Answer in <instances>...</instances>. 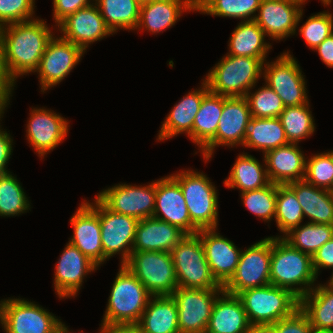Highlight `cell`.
Listing matches in <instances>:
<instances>
[{
	"label": "cell",
	"mask_w": 333,
	"mask_h": 333,
	"mask_svg": "<svg viewBox=\"0 0 333 333\" xmlns=\"http://www.w3.org/2000/svg\"><path fill=\"white\" fill-rule=\"evenodd\" d=\"M275 220L283 233L298 227L304 217L295 192L287 184H277Z\"/></svg>",
	"instance_id": "74e56055"
},
{
	"label": "cell",
	"mask_w": 333,
	"mask_h": 333,
	"mask_svg": "<svg viewBox=\"0 0 333 333\" xmlns=\"http://www.w3.org/2000/svg\"><path fill=\"white\" fill-rule=\"evenodd\" d=\"M222 110L223 96L209 91L203 97L192 129V140L201 149L216 135Z\"/></svg>",
	"instance_id": "836d02e7"
},
{
	"label": "cell",
	"mask_w": 333,
	"mask_h": 333,
	"mask_svg": "<svg viewBox=\"0 0 333 333\" xmlns=\"http://www.w3.org/2000/svg\"><path fill=\"white\" fill-rule=\"evenodd\" d=\"M155 200L153 218L178 227L186 235L199 231L191 222L180 185L171 176L156 181Z\"/></svg>",
	"instance_id": "e0dca14e"
},
{
	"label": "cell",
	"mask_w": 333,
	"mask_h": 333,
	"mask_svg": "<svg viewBox=\"0 0 333 333\" xmlns=\"http://www.w3.org/2000/svg\"><path fill=\"white\" fill-rule=\"evenodd\" d=\"M304 180L316 187L333 191V151L316 154L307 160Z\"/></svg>",
	"instance_id": "ee69618b"
},
{
	"label": "cell",
	"mask_w": 333,
	"mask_h": 333,
	"mask_svg": "<svg viewBox=\"0 0 333 333\" xmlns=\"http://www.w3.org/2000/svg\"><path fill=\"white\" fill-rule=\"evenodd\" d=\"M100 333H139L136 325L102 323Z\"/></svg>",
	"instance_id": "f5cc1de1"
},
{
	"label": "cell",
	"mask_w": 333,
	"mask_h": 333,
	"mask_svg": "<svg viewBox=\"0 0 333 333\" xmlns=\"http://www.w3.org/2000/svg\"><path fill=\"white\" fill-rule=\"evenodd\" d=\"M312 265L316 276L320 268H333V238L315 252L312 256Z\"/></svg>",
	"instance_id": "681fc988"
},
{
	"label": "cell",
	"mask_w": 333,
	"mask_h": 333,
	"mask_svg": "<svg viewBox=\"0 0 333 333\" xmlns=\"http://www.w3.org/2000/svg\"><path fill=\"white\" fill-rule=\"evenodd\" d=\"M4 108L0 105V118H1V114H3L4 112Z\"/></svg>",
	"instance_id": "680465c9"
},
{
	"label": "cell",
	"mask_w": 333,
	"mask_h": 333,
	"mask_svg": "<svg viewBox=\"0 0 333 333\" xmlns=\"http://www.w3.org/2000/svg\"><path fill=\"white\" fill-rule=\"evenodd\" d=\"M223 289H193L177 287L171 294L178 309L180 333L205 332L212 309Z\"/></svg>",
	"instance_id": "7c38bea8"
},
{
	"label": "cell",
	"mask_w": 333,
	"mask_h": 333,
	"mask_svg": "<svg viewBox=\"0 0 333 333\" xmlns=\"http://www.w3.org/2000/svg\"><path fill=\"white\" fill-rule=\"evenodd\" d=\"M312 333H333V331H331V330H318V329L313 328Z\"/></svg>",
	"instance_id": "9f6ffc18"
},
{
	"label": "cell",
	"mask_w": 333,
	"mask_h": 333,
	"mask_svg": "<svg viewBox=\"0 0 333 333\" xmlns=\"http://www.w3.org/2000/svg\"><path fill=\"white\" fill-rule=\"evenodd\" d=\"M322 61L328 66L333 68V33L328 36L316 49Z\"/></svg>",
	"instance_id": "816d5d0a"
},
{
	"label": "cell",
	"mask_w": 333,
	"mask_h": 333,
	"mask_svg": "<svg viewBox=\"0 0 333 333\" xmlns=\"http://www.w3.org/2000/svg\"><path fill=\"white\" fill-rule=\"evenodd\" d=\"M185 10H196V0H154L140 6L137 27L142 26L152 33H159L173 26Z\"/></svg>",
	"instance_id": "f546056e"
},
{
	"label": "cell",
	"mask_w": 333,
	"mask_h": 333,
	"mask_svg": "<svg viewBox=\"0 0 333 333\" xmlns=\"http://www.w3.org/2000/svg\"><path fill=\"white\" fill-rule=\"evenodd\" d=\"M247 333H275L272 325H251Z\"/></svg>",
	"instance_id": "11a10c76"
},
{
	"label": "cell",
	"mask_w": 333,
	"mask_h": 333,
	"mask_svg": "<svg viewBox=\"0 0 333 333\" xmlns=\"http://www.w3.org/2000/svg\"><path fill=\"white\" fill-rule=\"evenodd\" d=\"M120 268L111 289L103 323L136 325L152 295L124 265L121 264Z\"/></svg>",
	"instance_id": "277c9868"
},
{
	"label": "cell",
	"mask_w": 333,
	"mask_h": 333,
	"mask_svg": "<svg viewBox=\"0 0 333 333\" xmlns=\"http://www.w3.org/2000/svg\"><path fill=\"white\" fill-rule=\"evenodd\" d=\"M261 0H196V11L221 17H234L254 20ZM249 17V19H248Z\"/></svg>",
	"instance_id": "ab89813d"
},
{
	"label": "cell",
	"mask_w": 333,
	"mask_h": 333,
	"mask_svg": "<svg viewBox=\"0 0 333 333\" xmlns=\"http://www.w3.org/2000/svg\"><path fill=\"white\" fill-rule=\"evenodd\" d=\"M329 283L333 286V274H332V277L330 278V282Z\"/></svg>",
	"instance_id": "91938a15"
},
{
	"label": "cell",
	"mask_w": 333,
	"mask_h": 333,
	"mask_svg": "<svg viewBox=\"0 0 333 333\" xmlns=\"http://www.w3.org/2000/svg\"><path fill=\"white\" fill-rule=\"evenodd\" d=\"M27 137L39 156H45L67 135L68 122L45 109H33L27 126Z\"/></svg>",
	"instance_id": "7402d4cb"
},
{
	"label": "cell",
	"mask_w": 333,
	"mask_h": 333,
	"mask_svg": "<svg viewBox=\"0 0 333 333\" xmlns=\"http://www.w3.org/2000/svg\"><path fill=\"white\" fill-rule=\"evenodd\" d=\"M178 287L223 289L213 277L197 234L186 235L171 250Z\"/></svg>",
	"instance_id": "8992f818"
},
{
	"label": "cell",
	"mask_w": 333,
	"mask_h": 333,
	"mask_svg": "<svg viewBox=\"0 0 333 333\" xmlns=\"http://www.w3.org/2000/svg\"><path fill=\"white\" fill-rule=\"evenodd\" d=\"M154 0H137L140 6L151 3Z\"/></svg>",
	"instance_id": "6f0895ef"
},
{
	"label": "cell",
	"mask_w": 333,
	"mask_h": 333,
	"mask_svg": "<svg viewBox=\"0 0 333 333\" xmlns=\"http://www.w3.org/2000/svg\"><path fill=\"white\" fill-rule=\"evenodd\" d=\"M12 139L9 134L0 129V175L8 173L6 170L7 161L12 152Z\"/></svg>",
	"instance_id": "f907efd6"
},
{
	"label": "cell",
	"mask_w": 333,
	"mask_h": 333,
	"mask_svg": "<svg viewBox=\"0 0 333 333\" xmlns=\"http://www.w3.org/2000/svg\"><path fill=\"white\" fill-rule=\"evenodd\" d=\"M299 308L314 329L333 331V286L330 283L319 285L302 296Z\"/></svg>",
	"instance_id": "4dcf8cb0"
},
{
	"label": "cell",
	"mask_w": 333,
	"mask_h": 333,
	"mask_svg": "<svg viewBox=\"0 0 333 333\" xmlns=\"http://www.w3.org/2000/svg\"><path fill=\"white\" fill-rule=\"evenodd\" d=\"M183 192L191 222L199 229H217L218 198L215 186L203 174L185 171L171 176Z\"/></svg>",
	"instance_id": "52a82bcc"
},
{
	"label": "cell",
	"mask_w": 333,
	"mask_h": 333,
	"mask_svg": "<svg viewBox=\"0 0 333 333\" xmlns=\"http://www.w3.org/2000/svg\"><path fill=\"white\" fill-rule=\"evenodd\" d=\"M251 118L245 97L223 96V110L216 135L201 149L204 158L208 160L217 145H243Z\"/></svg>",
	"instance_id": "5bb4252c"
},
{
	"label": "cell",
	"mask_w": 333,
	"mask_h": 333,
	"mask_svg": "<svg viewBox=\"0 0 333 333\" xmlns=\"http://www.w3.org/2000/svg\"><path fill=\"white\" fill-rule=\"evenodd\" d=\"M269 183L266 169L263 170L262 165L248 154L239 155L224 182L228 188H239L241 193L263 188Z\"/></svg>",
	"instance_id": "e575fe53"
},
{
	"label": "cell",
	"mask_w": 333,
	"mask_h": 333,
	"mask_svg": "<svg viewBox=\"0 0 333 333\" xmlns=\"http://www.w3.org/2000/svg\"><path fill=\"white\" fill-rule=\"evenodd\" d=\"M276 195L277 184L270 182L263 188L242 192L241 197L250 212L270 221L275 216Z\"/></svg>",
	"instance_id": "b9f144b4"
},
{
	"label": "cell",
	"mask_w": 333,
	"mask_h": 333,
	"mask_svg": "<svg viewBox=\"0 0 333 333\" xmlns=\"http://www.w3.org/2000/svg\"><path fill=\"white\" fill-rule=\"evenodd\" d=\"M306 0H261L259 14L254 21L265 32L276 40L295 34L302 17L301 4Z\"/></svg>",
	"instance_id": "ac0fdd59"
},
{
	"label": "cell",
	"mask_w": 333,
	"mask_h": 333,
	"mask_svg": "<svg viewBox=\"0 0 333 333\" xmlns=\"http://www.w3.org/2000/svg\"><path fill=\"white\" fill-rule=\"evenodd\" d=\"M272 237L265 238L241 252L231 279L223 286L227 293L237 295L248 289L270 284Z\"/></svg>",
	"instance_id": "30bf717a"
},
{
	"label": "cell",
	"mask_w": 333,
	"mask_h": 333,
	"mask_svg": "<svg viewBox=\"0 0 333 333\" xmlns=\"http://www.w3.org/2000/svg\"><path fill=\"white\" fill-rule=\"evenodd\" d=\"M96 6L97 4L95 6L91 4L63 19L58 24L64 34L61 38L80 46L85 51L89 43L112 34Z\"/></svg>",
	"instance_id": "d6986e66"
},
{
	"label": "cell",
	"mask_w": 333,
	"mask_h": 333,
	"mask_svg": "<svg viewBox=\"0 0 333 333\" xmlns=\"http://www.w3.org/2000/svg\"><path fill=\"white\" fill-rule=\"evenodd\" d=\"M91 5L90 0H53L54 19L57 25L68 15Z\"/></svg>",
	"instance_id": "c3c4849f"
},
{
	"label": "cell",
	"mask_w": 333,
	"mask_h": 333,
	"mask_svg": "<svg viewBox=\"0 0 333 333\" xmlns=\"http://www.w3.org/2000/svg\"><path fill=\"white\" fill-rule=\"evenodd\" d=\"M309 102L298 106H287L279 115V119L286 133L288 142L297 144L301 139L311 135L314 130V121Z\"/></svg>",
	"instance_id": "f35d334b"
},
{
	"label": "cell",
	"mask_w": 333,
	"mask_h": 333,
	"mask_svg": "<svg viewBox=\"0 0 333 333\" xmlns=\"http://www.w3.org/2000/svg\"><path fill=\"white\" fill-rule=\"evenodd\" d=\"M0 321L6 333H69L55 316L24 299L1 301Z\"/></svg>",
	"instance_id": "9c48e42d"
},
{
	"label": "cell",
	"mask_w": 333,
	"mask_h": 333,
	"mask_svg": "<svg viewBox=\"0 0 333 333\" xmlns=\"http://www.w3.org/2000/svg\"><path fill=\"white\" fill-rule=\"evenodd\" d=\"M123 265L152 296L171 295L178 287L171 252H132Z\"/></svg>",
	"instance_id": "ba28073f"
},
{
	"label": "cell",
	"mask_w": 333,
	"mask_h": 333,
	"mask_svg": "<svg viewBox=\"0 0 333 333\" xmlns=\"http://www.w3.org/2000/svg\"><path fill=\"white\" fill-rule=\"evenodd\" d=\"M266 59L227 55L204 80L209 91L226 97H245L261 76Z\"/></svg>",
	"instance_id": "5b68a950"
},
{
	"label": "cell",
	"mask_w": 333,
	"mask_h": 333,
	"mask_svg": "<svg viewBox=\"0 0 333 333\" xmlns=\"http://www.w3.org/2000/svg\"><path fill=\"white\" fill-rule=\"evenodd\" d=\"M201 90L189 92L176 104L162 124L158 140H165L177 134L186 132L192 139V129L196 114L199 111L203 97L209 92L205 81Z\"/></svg>",
	"instance_id": "f1b7e54d"
},
{
	"label": "cell",
	"mask_w": 333,
	"mask_h": 333,
	"mask_svg": "<svg viewBox=\"0 0 333 333\" xmlns=\"http://www.w3.org/2000/svg\"><path fill=\"white\" fill-rule=\"evenodd\" d=\"M96 267L74 245L68 243L56 265L54 285L59 297L76 295L82 286L84 275L94 271Z\"/></svg>",
	"instance_id": "603a6c76"
},
{
	"label": "cell",
	"mask_w": 333,
	"mask_h": 333,
	"mask_svg": "<svg viewBox=\"0 0 333 333\" xmlns=\"http://www.w3.org/2000/svg\"><path fill=\"white\" fill-rule=\"evenodd\" d=\"M136 324L139 333H180L178 309L171 295L153 296Z\"/></svg>",
	"instance_id": "83f0119b"
},
{
	"label": "cell",
	"mask_w": 333,
	"mask_h": 333,
	"mask_svg": "<svg viewBox=\"0 0 333 333\" xmlns=\"http://www.w3.org/2000/svg\"><path fill=\"white\" fill-rule=\"evenodd\" d=\"M332 238L333 225L308 222L303 226L291 229L282 239L291 247L313 256L321 246Z\"/></svg>",
	"instance_id": "8d00e7d4"
},
{
	"label": "cell",
	"mask_w": 333,
	"mask_h": 333,
	"mask_svg": "<svg viewBox=\"0 0 333 333\" xmlns=\"http://www.w3.org/2000/svg\"><path fill=\"white\" fill-rule=\"evenodd\" d=\"M215 229H202L196 234L205 250L206 260L216 281L224 286L234 275L241 252L234 243L223 238Z\"/></svg>",
	"instance_id": "ffe728a7"
},
{
	"label": "cell",
	"mask_w": 333,
	"mask_h": 333,
	"mask_svg": "<svg viewBox=\"0 0 333 333\" xmlns=\"http://www.w3.org/2000/svg\"><path fill=\"white\" fill-rule=\"evenodd\" d=\"M52 38L51 30L38 19L0 27V69L12 88L18 75L36 72Z\"/></svg>",
	"instance_id": "6da1fadb"
},
{
	"label": "cell",
	"mask_w": 333,
	"mask_h": 333,
	"mask_svg": "<svg viewBox=\"0 0 333 333\" xmlns=\"http://www.w3.org/2000/svg\"><path fill=\"white\" fill-rule=\"evenodd\" d=\"M275 333H312L308 317L298 308L291 316L272 324Z\"/></svg>",
	"instance_id": "7dc6e473"
},
{
	"label": "cell",
	"mask_w": 333,
	"mask_h": 333,
	"mask_svg": "<svg viewBox=\"0 0 333 333\" xmlns=\"http://www.w3.org/2000/svg\"><path fill=\"white\" fill-rule=\"evenodd\" d=\"M35 0H0V27L29 21ZM6 23V24H5Z\"/></svg>",
	"instance_id": "bcb514c9"
},
{
	"label": "cell",
	"mask_w": 333,
	"mask_h": 333,
	"mask_svg": "<svg viewBox=\"0 0 333 333\" xmlns=\"http://www.w3.org/2000/svg\"><path fill=\"white\" fill-rule=\"evenodd\" d=\"M237 296L251 325H272L299 308V298L293 292L272 284L245 289Z\"/></svg>",
	"instance_id": "3957f363"
},
{
	"label": "cell",
	"mask_w": 333,
	"mask_h": 333,
	"mask_svg": "<svg viewBox=\"0 0 333 333\" xmlns=\"http://www.w3.org/2000/svg\"><path fill=\"white\" fill-rule=\"evenodd\" d=\"M156 182L144 187L119 184L100 192L97 198L110 210L141 219L153 216Z\"/></svg>",
	"instance_id": "9a60e30c"
},
{
	"label": "cell",
	"mask_w": 333,
	"mask_h": 333,
	"mask_svg": "<svg viewBox=\"0 0 333 333\" xmlns=\"http://www.w3.org/2000/svg\"><path fill=\"white\" fill-rule=\"evenodd\" d=\"M186 234L178 227L153 217L141 219L136 226L132 252H171Z\"/></svg>",
	"instance_id": "cb8c5ba5"
},
{
	"label": "cell",
	"mask_w": 333,
	"mask_h": 333,
	"mask_svg": "<svg viewBox=\"0 0 333 333\" xmlns=\"http://www.w3.org/2000/svg\"><path fill=\"white\" fill-rule=\"evenodd\" d=\"M95 202V206L88 202L86 203L99 216L103 248V262L117 252L121 251V263L123 265L132 253L136 226L139 220L134 217L119 214L108 209L97 197Z\"/></svg>",
	"instance_id": "8fae6325"
},
{
	"label": "cell",
	"mask_w": 333,
	"mask_h": 333,
	"mask_svg": "<svg viewBox=\"0 0 333 333\" xmlns=\"http://www.w3.org/2000/svg\"><path fill=\"white\" fill-rule=\"evenodd\" d=\"M96 4L112 33L118 28L127 30L137 28L140 14L137 0H96Z\"/></svg>",
	"instance_id": "d590c367"
},
{
	"label": "cell",
	"mask_w": 333,
	"mask_h": 333,
	"mask_svg": "<svg viewBox=\"0 0 333 333\" xmlns=\"http://www.w3.org/2000/svg\"><path fill=\"white\" fill-rule=\"evenodd\" d=\"M12 87L5 81L0 69V105L5 109L7 102H9V95L11 94Z\"/></svg>",
	"instance_id": "db71d44e"
},
{
	"label": "cell",
	"mask_w": 333,
	"mask_h": 333,
	"mask_svg": "<svg viewBox=\"0 0 333 333\" xmlns=\"http://www.w3.org/2000/svg\"><path fill=\"white\" fill-rule=\"evenodd\" d=\"M297 144L272 149L264 154L268 179L271 183L287 184L304 180L306 159Z\"/></svg>",
	"instance_id": "d4e9b609"
},
{
	"label": "cell",
	"mask_w": 333,
	"mask_h": 333,
	"mask_svg": "<svg viewBox=\"0 0 333 333\" xmlns=\"http://www.w3.org/2000/svg\"><path fill=\"white\" fill-rule=\"evenodd\" d=\"M84 52L72 42L53 37L48 42L36 70L39 72L43 92L61 82L80 61Z\"/></svg>",
	"instance_id": "2e32d148"
},
{
	"label": "cell",
	"mask_w": 333,
	"mask_h": 333,
	"mask_svg": "<svg viewBox=\"0 0 333 333\" xmlns=\"http://www.w3.org/2000/svg\"><path fill=\"white\" fill-rule=\"evenodd\" d=\"M310 48L316 49L333 33V17L329 12L311 16L299 30Z\"/></svg>",
	"instance_id": "f6af8a7d"
},
{
	"label": "cell",
	"mask_w": 333,
	"mask_h": 333,
	"mask_svg": "<svg viewBox=\"0 0 333 333\" xmlns=\"http://www.w3.org/2000/svg\"><path fill=\"white\" fill-rule=\"evenodd\" d=\"M265 65L266 84L281 98L285 107L308 103L304 76L297 61L288 52L276 62Z\"/></svg>",
	"instance_id": "4fadbf2b"
},
{
	"label": "cell",
	"mask_w": 333,
	"mask_h": 333,
	"mask_svg": "<svg viewBox=\"0 0 333 333\" xmlns=\"http://www.w3.org/2000/svg\"><path fill=\"white\" fill-rule=\"evenodd\" d=\"M23 188L11 174L0 175V216H14L30 209Z\"/></svg>",
	"instance_id": "60d3db41"
},
{
	"label": "cell",
	"mask_w": 333,
	"mask_h": 333,
	"mask_svg": "<svg viewBox=\"0 0 333 333\" xmlns=\"http://www.w3.org/2000/svg\"><path fill=\"white\" fill-rule=\"evenodd\" d=\"M288 144L286 133L278 117L251 118L243 143L245 147L261 149L265 154Z\"/></svg>",
	"instance_id": "d6a6232c"
},
{
	"label": "cell",
	"mask_w": 333,
	"mask_h": 333,
	"mask_svg": "<svg viewBox=\"0 0 333 333\" xmlns=\"http://www.w3.org/2000/svg\"><path fill=\"white\" fill-rule=\"evenodd\" d=\"M287 185L295 192L304 216L311 219L310 223L333 225V191L319 189L305 180Z\"/></svg>",
	"instance_id": "4316f807"
},
{
	"label": "cell",
	"mask_w": 333,
	"mask_h": 333,
	"mask_svg": "<svg viewBox=\"0 0 333 333\" xmlns=\"http://www.w3.org/2000/svg\"><path fill=\"white\" fill-rule=\"evenodd\" d=\"M251 324L239 297L222 291L212 309L206 332L208 333H247Z\"/></svg>",
	"instance_id": "484cf974"
},
{
	"label": "cell",
	"mask_w": 333,
	"mask_h": 333,
	"mask_svg": "<svg viewBox=\"0 0 333 333\" xmlns=\"http://www.w3.org/2000/svg\"><path fill=\"white\" fill-rule=\"evenodd\" d=\"M265 32L254 20L238 25L230 38L228 55L265 59L271 45L264 42Z\"/></svg>",
	"instance_id": "1f68e13d"
},
{
	"label": "cell",
	"mask_w": 333,
	"mask_h": 333,
	"mask_svg": "<svg viewBox=\"0 0 333 333\" xmlns=\"http://www.w3.org/2000/svg\"><path fill=\"white\" fill-rule=\"evenodd\" d=\"M249 104L251 116L255 118H277L285 106L281 98L267 85L254 94L245 95Z\"/></svg>",
	"instance_id": "7bdbcfd3"
},
{
	"label": "cell",
	"mask_w": 333,
	"mask_h": 333,
	"mask_svg": "<svg viewBox=\"0 0 333 333\" xmlns=\"http://www.w3.org/2000/svg\"><path fill=\"white\" fill-rule=\"evenodd\" d=\"M70 222L74 235L69 241L97 267L103 262L101 228L98 214L85 202Z\"/></svg>",
	"instance_id": "44dd1931"
},
{
	"label": "cell",
	"mask_w": 333,
	"mask_h": 333,
	"mask_svg": "<svg viewBox=\"0 0 333 333\" xmlns=\"http://www.w3.org/2000/svg\"><path fill=\"white\" fill-rule=\"evenodd\" d=\"M316 278L311 255L291 247L282 238L272 237L270 284L288 289L300 299L313 289L310 286ZM301 284L306 288L293 287Z\"/></svg>",
	"instance_id": "7a4b0ae2"
}]
</instances>
